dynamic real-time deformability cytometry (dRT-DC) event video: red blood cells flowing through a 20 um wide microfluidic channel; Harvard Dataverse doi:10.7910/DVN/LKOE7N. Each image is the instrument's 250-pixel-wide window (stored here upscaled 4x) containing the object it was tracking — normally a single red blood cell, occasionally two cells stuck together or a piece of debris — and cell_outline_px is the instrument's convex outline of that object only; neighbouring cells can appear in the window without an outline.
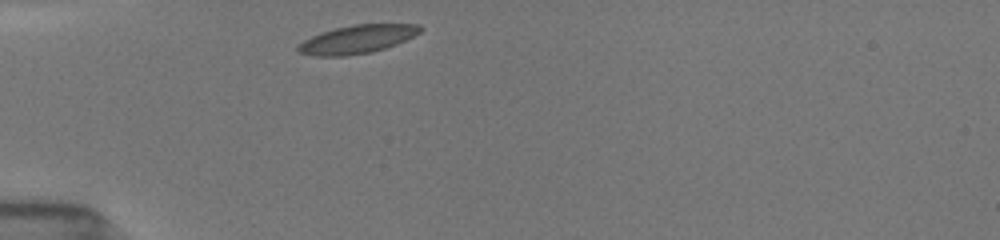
{"species": "common noctule bat (a hibernating species)", "species_latin": "Nyctalus noctula", "temperature_condition": "room temperature", "stored_images_in_passage": 31, "camera_frame_rate_fps": 3000, "um_per_image_px": 0.085, "animal": {"sex": "female", "body_mass_g": 19.5, "forearm_length_mm": 54.1}, "frame": {"image": 1, "passage_image": 1, "time_ms": 0.0, "image_size_px": [1000, 240], "cell_outline_px": [[420, 32], [396, 44], [372, 52], [344, 56], [316, 56], [296, 52], [296, 48], [304, 40], [320, 32], [352, 24], [416, 24], [420, 28]], "centroid_in_image_um": [30.3, 3.34], "position_along_channel_um": 54.7, "area_um2": 19.94}}
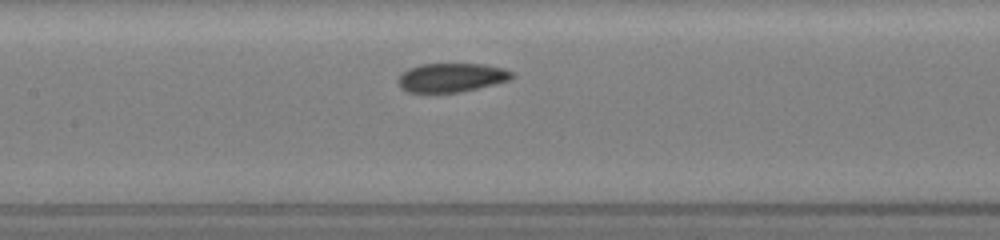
{"frame": {"image": 2, "passage_image": 11, "time_ms": 3.333, "image_size_px": [1000, 240], "cell_outline_px": [[516, 76], [512, 80], [460, 92], [408, 92], [400, 88], [396, 80], [408, 68], [420, 64], [484, 64], [504, 68], [512, 72]], "centroid_in_image_um": [38.4, 6.59], "position_along_channel_um": 169.0, "area_um2": 19.31}}
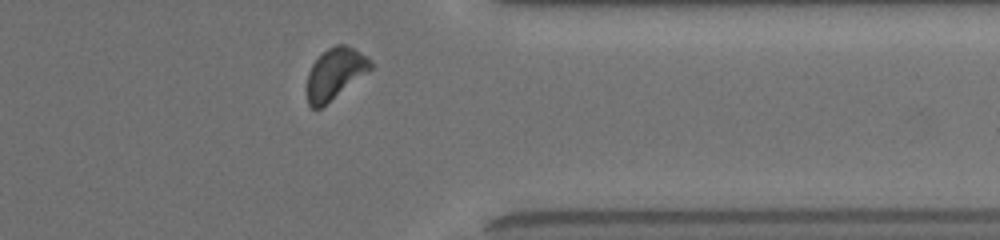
{"frame": {"image": 3, "passage_image": 28, "time_ms": 9.0, "image_size_px": [1000, 240], "cell_outline_px": [[372, 68], [320, 108], [312, 108], [308, 104], [308, 72], [312, 64], [328, 48], [336, 44], [344, 44], [352, 48], [372, 60]], "centroid_in_image_um": [28.47, 6.24], "position_along_channel_um": 382.9, "area_um2": 18.26}, "authors_computed_cell_mechanics": {"area_um2": 19.652, "velocity_mm_per_s": 3.8675, "shape_relaxation_time_tau1_ms": 2.4904, "shape_relaxation_time_tau2_ms": 5.8003, "deformation_change_tau1": 0.1107, "deformation_change_tau2": 0.1031}}